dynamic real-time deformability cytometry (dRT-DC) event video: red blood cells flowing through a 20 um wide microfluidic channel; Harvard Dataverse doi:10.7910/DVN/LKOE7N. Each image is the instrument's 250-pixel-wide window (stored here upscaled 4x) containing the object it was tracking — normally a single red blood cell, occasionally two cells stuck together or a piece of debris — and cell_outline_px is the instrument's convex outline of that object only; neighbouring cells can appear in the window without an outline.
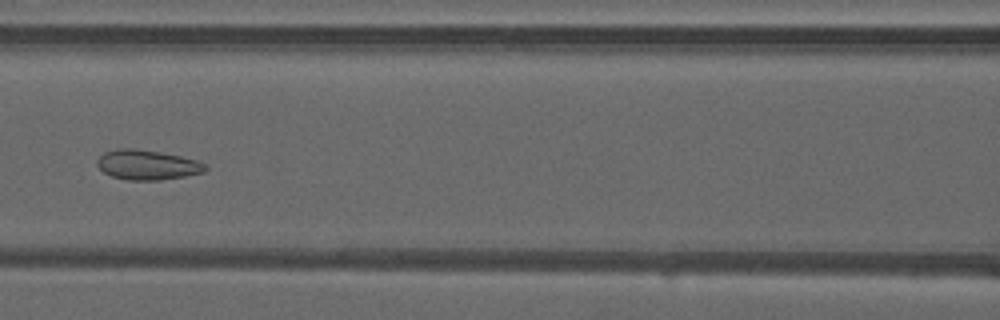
{"species": "common noctule bat (a hibernating species)", "species_latin": "Nyctalus noctula", "temperature_condition": "warm", "stored_images_in_passage": 35, "camera_frame_rate_fps": 3000, "um_per_image_px": 0.085, "animal": {"sex": "male", "forearm_length_mm": 52.5}, "frame": {"image": 1, "passage_image": 8, "time_ms": 2.333, "image_size_px": [1000, 320], "cell_outline_px": [[208, 168], [204, 172], [184, 176], [160, 180], [128, 180], [112, 176], [104, 172], [96, 164], [96, 160], [104, 152], [116, 148], [132, 148], [160, 152], [180, 156], [196, 160], [204, 164]], "centroid_in_image_um": [12.49, 14.01], "position_along_channel_um": 154.1, "area_um2": 18.73}}
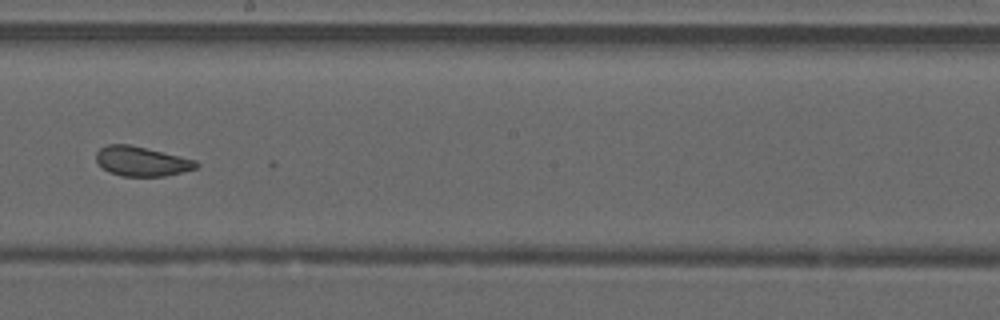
{"frame": {"image": 2, "passage_image": 14, "time_ms": 4.333, "image_size_px": [1000, 320], "cell_outline_px": [[200, 164], [196, 168], [164, 176], [120, 176], [108, 172], [96, 160], [96, 152], [100, 148], [108, 144], [128, 144], [196, 160]], "centroid_in_image_um": [12.01, 13.71], "position_along_channel_um": 236.2, "area_um2": 17.05}}
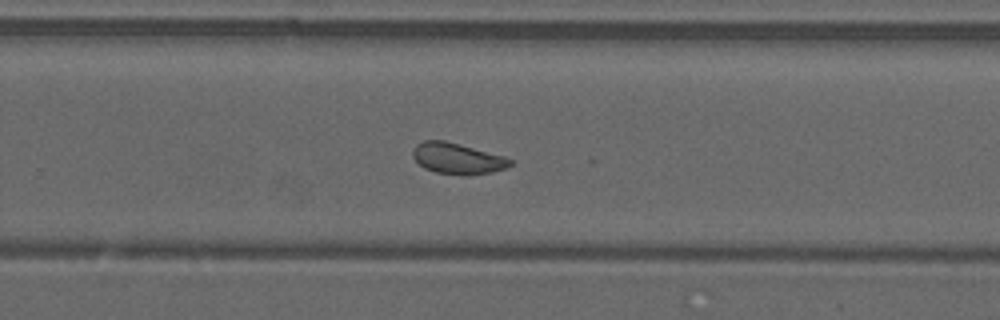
{"frame": {"image": 3, "passage_image": 18, "time_ms": 5.667, "image_size_px": [1000, 320], "cell_outline_px": [[512, 164], [508, 168], [492, 172], [436, 172], [424, 168], [412, 156], [412, 152], [416, 144], [424, 140], [444, 140], [460, 144], [504, 156], [512, 160]], "centroid_in_image_um": [38.87, 13.42], "position_along_channel_um": 290.9, "area_um2": 16.88}, "authors_computed_cell_mechanics": {"area_um2": 18.2648, "velocity_mm_per_s": 4.1242, "shape_relaxation_time_tau1_ms": null, "shape_relaxation_time_tau2_ms": 1.1784, "deformation_change_tau1": null, "deformation_change_tau2": 0.0669}}